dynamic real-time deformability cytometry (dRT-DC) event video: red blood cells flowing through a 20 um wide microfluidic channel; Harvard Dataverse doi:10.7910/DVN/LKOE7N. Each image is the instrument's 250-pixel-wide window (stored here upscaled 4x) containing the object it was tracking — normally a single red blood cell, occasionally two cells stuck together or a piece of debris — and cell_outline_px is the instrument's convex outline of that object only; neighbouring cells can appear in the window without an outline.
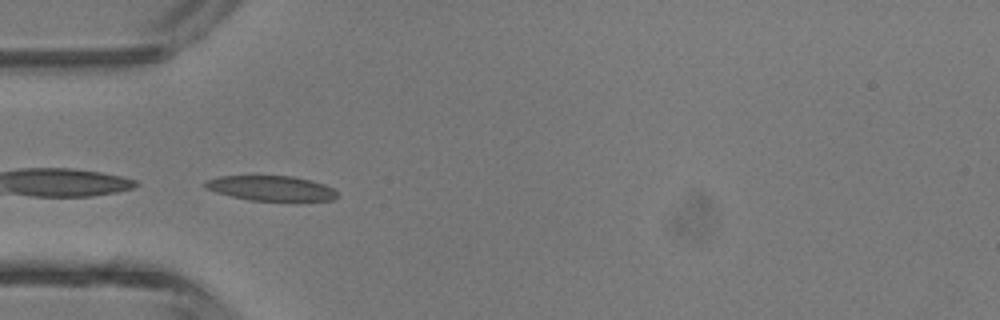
{"species": "common noctule bat (a hibernating species)", "species_latin": "Nyctalus noctula", "temperature_condition": "room temperature", "stored_images_in_passage": 29, "camera_frame_rate_fps": 3000, "um_per_image_px": 0.085, "animal": {"sex": "male", "body_mass_g": 13.3}, "frame": {"image": 1, "passage_image": 1, "time_ms": 0.0, "image_size_px": [1000, 320], "cell_outline_px": [[340, 196], [332, 200], [296, 204], [292, 204], [252, 200], [232, 196], [216, 192], [204, 188], [204, 184], [208, 180], [220, 176], [292, 176], [312, 180], [324, 184], [332, 188]], "centroid_in_image_um": [23.17, 16.06], "position_along_channel_um": 61.8, "area_um2": 20.17}}
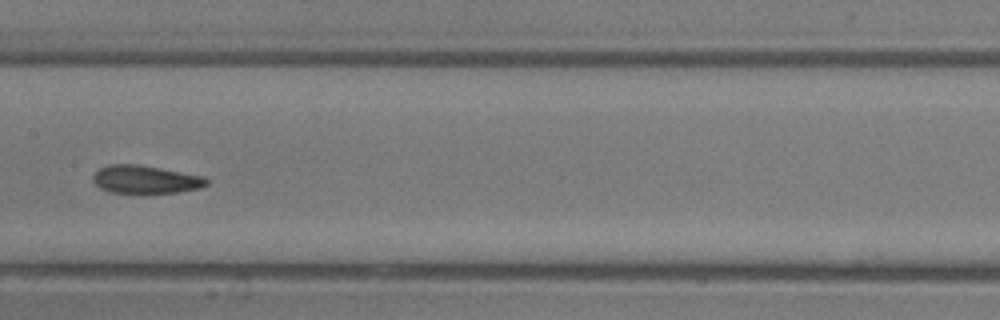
{"frame": {"image": 2, "passage_image": 10, "time_ms": 3.0, "image_size_px": [1000, 320], "cell_outline_px": [[208, 184], [200, 188], [176, 192], [112, 192], [100, 188], [92, 180], [92, 176], [100, 168], [108, 164], [136, 164], [204, 176], [208, 180]], "centroid_in_image_um": [12.36, 15.24], "position_along_channel_um": 195.0, "area_um2": 18.21}}
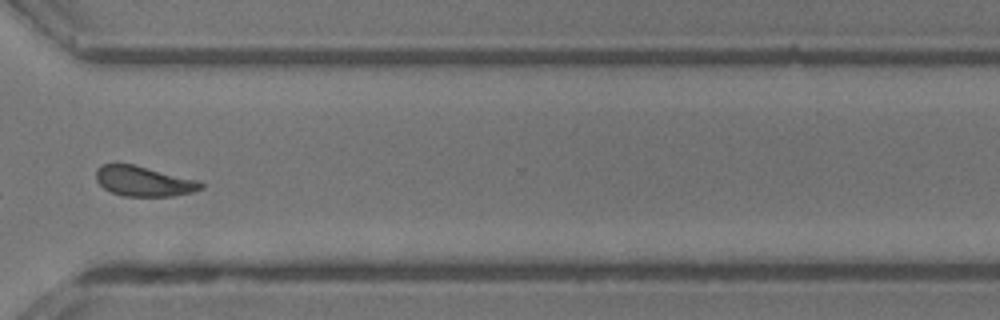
{"frame": {"image": 3, "passage_image": 21, "time_ms": 6.667, "image_size_px": [1000, 320], "cell_outline_px": [[204, 188], [192, 192], [172, 196], [124, 196], [112, 192], [104, 188], [96, 180], [96, 168], [104, 164], [132, 164], [200, 180], [204, 184]], "centroid_in_image_um": [12.25, 15.4], "position_along_channel_um": 358.4, "area_um2": 18.38}, "authors_computed_cell_mechanics": {"area_um2": 19.1318, "velocity_mm_per_s": 4.4669, "shape_relaxation_time_tau1_ms": null, "shape_relaxation_time_tau2_ms": 1.6731, "deformation_change_tau1": null, "deformation_change_tau2": 0.0822}}